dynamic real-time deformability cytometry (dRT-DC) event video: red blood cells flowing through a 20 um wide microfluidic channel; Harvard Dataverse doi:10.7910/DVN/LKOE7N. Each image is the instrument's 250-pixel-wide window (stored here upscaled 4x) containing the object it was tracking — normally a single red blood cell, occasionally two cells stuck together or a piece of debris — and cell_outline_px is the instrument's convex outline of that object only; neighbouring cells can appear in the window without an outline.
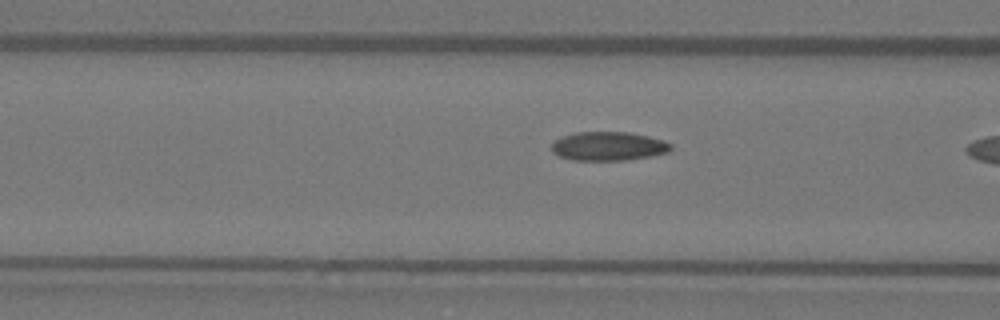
{"species": "Egyptian fruit bat (a non-hibernating species)", "species_latin": "Rousettus aegyptiacus", "temperature_condition": "warm", "stored_images_in_passage": 19, "camera_frame_rate_fps": 3000, "um_per_image_px": 0.085, "animal": {"sex": "female"}, "frame": {"image": 1, "passage_image": 18, "time_ms": 5.667, "image_size_px": [1000, 320], "cell_outline_px": [[672, 148], [668, 152], [628, 160], [572, 160], [560, 156], [552, 152], [552, 144], [556, 140], [564, 136], [576, 132], [628, 132], [648, 136], [664, 140], [672, 144]], "centroid_in_image_um": [51.73, 12.42], "position_along_channel_um": 114.9, "area_um2": 19.94}}